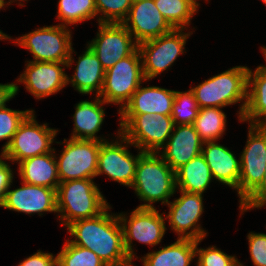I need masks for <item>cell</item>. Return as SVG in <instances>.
I'll return each instance as SVG.
<instances>
[{
	"mask_svg": "<svg viewBox=\"0 0 266 266\" xmlns=\"http://www.w3.org/2000/svg\"><path fill=\"white\" fill-rule=\"evenodd\" d=\"M21 184V187L14 190H10V185L4 200L0 203V207L30 215L38 213L42 216L44 212L57 213L55 189L24 182H21Z\"/></svg>",
	"mask_w": 266,
	"mask_h": 266,
	"instance_id": "ac0fdd59",
	"label": "cell"
},
{
	"mask_svg": "<svg viewBox=\"0 0 266 266\" xmlns=\"http://www.w3.org/2000/svg\"><path fill=\"white\" fill-rule=\"evenodd\" d=\"M247 66H235L190 88L199 108H223L242 102L238 109L241 121L247 102Z\"/></svg>",
	"mask_w": 266,
	"mask_h": 266,
	"instance_id": "3957f363",
	"label": "cell"
},
{
	"mask_svg": "<svg viewBox=\"0 0 266 266\" xmlns=\"http://www.w3.org/2000/svg\"><path fill=\"white\" fill-rule=\"evenodd\" d=\"M0 1H1L2 4L5 5V6H6V5H10L11 3H14V1H15V2H16V1H19V4H18V5L21 6V7L24 5V4L21 2V0H9L8 3H7V1H4V0H0ZM6 3H7V4H6Z\"/></svg>",
	"mask_w": 266,
	"mask_h": 266,
	"instance_id": "60d3db41",
	"label": "cell"
},
{
	"mask_svg": "<svg viewBox=\"0 0 266 266\" xmlns=\"http://www.w3.org/2000/svg\"><path fill=\"white\" fill-rule=\"evenodd\" d=\"M145 82L142 58L137 48L131 55L119 60L105 71L104 84L99 97L107 104L120 105L121 110L140 84Z\"/></svg>",
	"mask_w": 266,
	"mask_h": 266,
	"instance_id": "52a82bcc",
	"label": "cell"
},
{
	"mask_svg": "<svg viewBox=\"0 0 266 266\" xmlns=\"http://www.w3.org/2000/svg\"><path fill=\"white\" fill-rule=\"evenodd\" d=\"M18 91L19 87L16 83H0V109L6 106V103L14 98Z\"/></svg>",
	"mask_w": 266,
	"mask_h": 266,
	"instance_id": "ab89813d",
	"label": "cell"
},
{
	"mask_svg": "<svg viewBox=\"0 0 266 266\" xmlns=\"http://www.w3.org/2000/svg\"><path fill=\"white\" fill-rule=\"evenodd\" d=\"M132 4L133 0H95L98 23H122Z\"/></svg>",
	"mask_w": 266,
	"mask_h": 266,
	"instance_id": "d6a6232c",
	"label": "cell"
},
{
	"mask_svg": "<svg viewBox=\"0 0 266 266\" xmlns=\"http://www.w3.org/2000/svg\"><path fill=\"white\" fill-rule=\"evenodd\" d=\"M76 63L72 78L67 76V85L71 84L80 94L94 92L95 96H99L103 88L106 70L88 45Z\"/></svg>",
	"mask_w": 266,
	"mask_h": 266,
	"instance_id": "603a6c76",
	"label": "cell"
},
{
	"mask_svg": "<svg viewBox=\"0 0 266 266\" xmlns=\"http://www.w3.org/2000/svg\"><path fill=\"white\" fill-rule=\"evenodd\" d=\"M9 160L2 152L0 155V203L4 200L6 192L14 179V173L11 166L7 163Z\"/></svg>",
	"mask_w": 266,
	"mask_h": 266,
	"instance_id": "74e56055",
	"label": "cell"
},
{
	"mask_svg": "<svg viewBox=\"0 0 266 266\" xmlns=\"http://www.w3.org/2000/svg\"><path fill=\"white\" fill-rule=\"evenodd\" d=\"M202 145L193 124L175 125L167 143L157 153L176 171L200 155Z\"/></svg>",
	"mask_w": 266,
	"mask_h": 266,
	"instance_id": "d6986e66",
	"label": "cell"
},
{
	"mask_svg": "<svg viewBox=\"0 0 266 266\" xmlns=\"http://www.w3.org/2000/svg\"><path fill=\"white\" fill-rule=\"evenodd\" d=\"M56 143L65 144L59 158L55 155L60 183L95 179L101 142L64 138L63 142Z\"/></svg>",
	"mask_w": 266,
	"mask_h": 266,
	"instance_id": "ba28073f",
	"label": "cell"
},
{
	"mask_svg": "<svg viewBox=\"0 0 266 266\" xmlns=\"http://www.w3.org/2000/svg\"><path fill=\"white\" fill-rule=\"evenodd\" d=\"M33 110L20 124L13 135L10 145L2 152L12 164L37 155L52 152L58 130L39 124Z\"/></svg>",
	"mask_w": 266,
	"mask_h": 266,
	"instance_id": "30bf717a",
	"label": "cell"
},
{
	"mask_svg": "<svg viewBox=\"0 0 266 266\" xmlns=\"http://www.w3.org/2000/svg\"><path fill=\"white\" fill-rule=\"evenodd\" d=\"M5 7H6V6L3 5L2 2L0 1V10H1L2 8H5Z\"/></svg>",
	"mask_w": 266,
	"mask_h": 266,
	"instance_id": "f6af8a7d",
	"label": "cell"
},
{
	"mask_svg": "<svg viewBox=\"0 0 266 266\" xmlns=\"http://www.w3.org/2000/svg\"><path fill=\"white\" fill-rule=\"evenodd\" d=\"M164 214H160L156 207H137L130 213L129 219L123 212L118 214L123 228L124 248L131 261L134 260L136 254L132 247L133 240L149 246L161 243L167 229Z\"/></svg>",
	"mask_w": 266,
	"mask_h": 266,
	"instance_id": "8fae6325",
	"label": "cell"
},
{
	"mask_svg": "<svg viewBox=\"0 0 266 266\" xmlns=\"http://www.w3.org/2000/svg\"><path fill=\"white\" fill-rule=\"evenodd\" d=\"M118 131L142 152L157 153L174 129L171 115L119 114Z\"/></svg>",
	"mask_w": 266,
	"mask_h": 266,
	"instance_id": "5b68a950",
	"label": "cell"
},
{
	"mask_svg": "<svg viewBox=\"0 0 266 266\" xmlns=\"http://www.w3.org/2000/svg\"><path fill=\"white\" fill-rule=\"evenodd\" d=\"M57 19L68 26L94 19L97 16L95 0H59Z\"/></svg>",
	"mask_w": 266,
	"mask_h": 266,
	"instance_id": "f546056e",
	"label": "cell"
},
{
	"mask_svg": "<svg viewBox=\"0 0 266 266\" xmlns=\"http://www.w3.org/2000/svg\"><path fill=\"white\" fill-rule=\"evenodd\" d=\"M175 90L159 86L138 87L118 114L171 115Z\"/></svg>",
	"mask_w": 266,
	"mask_h": 266,
	"instance_id": "44dd1931",
	"label": "cell"
},
{
	"mask_svg": "<svg viewBox=\"0 0 266 266\" xmlns=\"http://www.w3.org/2000/svg\"><path fill=\"white\" fill-rule=\"evenodd\" d=\"M240 154L237 195L241 204L262 182L266 169V129L249 125L248 139Z\"/></svg>",
	"mask_w": 266,
	"mask_h": 266,
	"instance_id": "7c38bea8",
	"label": "cell"
},
{
	"mask_svg": "<svg viewBox=\"0 0 266 266\" xmlns=\"http://www.w3.org/2000/svg\"><path fill=\"white\" fill-rule=\"evenodd\" d=\"M247 239L253 264L255 266H266V234L249 232Z\"/></svg>",
	"mask_w": 266,
	"mask_h": 266,
	"instance_id": "d590c367",
	"label": "cell"
},
{
	"mask_svg": "<svg viewBox=\"0 0 266 266\" xmlns=\"http://www.w3.org/2000/svg\"><path fill=\"white\" fill-rule=\"evenodd\" d=\"M117 137L115 141L101 142L96 177L105 174L111 180L131 187L138 159L144 152L138 150V155H132L127 148L133 144L119 131Z\"/></svg>",
	"mask_w": 266,
	"mask_h": 266,
	"instance_id": "4fadbf2b",
	"label": "cell"
},
{
	"mask_svg": "<svg viewBox=\"0 0 266 266\" xmlns=\"http://www.w3.org/2000/svg\"><path fill=\"white\" fill-rule=\"evenodd\" d=\"M196 241V256L197 266H232L238 259L233 255H228L216 248V246H210L206 249L198 248L199 242Z\"/></svg>",
	"mask_w": 266,
	"mask_h": 266,
	"instance_id": "e575fe53",
	"label": "cell"
},
{
	"mask_svg": "<svg viewBox=\"0 0 266 266\" xmlns=\"http://www.w3.org/2000/svg\"><path fill=\"white\" fill-rule=\"evenodd\" d=\"M27 62L24 73L17 78L16 83H23L26 90L36 99L53 95L67 86V62ZM64 70V71H63Z\"/></svg>",
	"mask_w": 266,
	"mask_h": 266,
	"instance_id": "2e32d148",
	"label": "cell"
},
{
	"mask_svg": "<svg viewBox=\"0 0 266 266\" xmlns=\"http://www.w3.org/2000/svg\"><path fill=\"white\" fill-rule=\"evenodd\" d=\"M232 266H244L239 260H237Z\"/></svg>",
	"mask_w": 266,
	"mask_h": 266,
	"instance_id": "ee69618b",
	"label": "cell"
},
{
	"mask_svg": "<svg viewBox=\"0 0 266 266\" xmlns=\"http://www.w3.org/2000/svg\"><path fill=\"white\" fill-rule=\"evenodd\" d=\"M0 40H12L8 34L6 35L4 32L0 30Z\"/></svg>",
	"mask_w": 266,
	"mask_h": 266,
	"instance_id": "b9f144b4",
	"label": "cell"
},
{
	"mask_svg": "<svg viewBox=\"0 0 266 266\" xmlns=\"http://www.w3.org/2000/svg\"><path fill=\"white\" fill-rule=\"evenodd\" d=\"M262 48H260L261 49V51H262V53H263V56H264V58H265V61H266V47H263V46H261Z\"/></svg>",
	"mask_w": 266,
	"mask_h": 266,
	"instance_id": "7bdbcfd3",
	"label": "cell"
},
{
	"mask_svg": "<svg viewBox=\"0 0 266 266\" xmlns=\"http://www.w3.org/2000/svg\"><path fill=\"white\" fill-rule=\"evenodd\" d=\"M179 192V198L166 204L169 214L164 215L165 219H168L171 230L177 233V238L203 240L207 232L198 223L204 212L203 194Z\"/></svg>",
	"mask_w": 266,
	"mask_h": 266,
	"instance_id": "9a60e30c",
	"label": "cell"
},
{
	"mask_svg": "<svg viewBox=\"0 0 266 266\" xmlns=\"http://www.w3.org/2000/svg\"><path fill=\"white\" fill-rule=\"evenodd\" d=\"M70 31L67 26L60 23L44 26L16 38L13 43L33 54V60L30 61L67 62L69 68L75 59L72 57L75 51Z\"/></svg>",
	"mask_w": 266,
	"mask_h": 266,
	"instance_id": "8992f818",
	"label": "cell"
},
{
	"mask_svg": "<svg viewBox=\"0 0 266 266\" xmlns=\"http://www.w3.org/2000/svg\"><path fill=\"white\" fill-rule=\"evenodd\" d=\"M59 266H107L93 251L68 241L56 255Z\"/></svg>",
	"mask_w": 266,
	"mask_h": 266,
	"instance_id": "4dcf8cb0",
	"label": "cell"
},
{
	"mask_svg": "<svg viewBox=\"0 0 266 266\" xmlns=\"http://www.w3.org/2000/svg\"><path fill=\"white\" fill-rule=\"evenodd\" d=\"M266 205V169L261 184L240 204V215L244 212L254 209L263 208Z\"/></svg>",
	"mask_w": 266,
	"mask_h": 266,
	"instance_id": "8d00e7d4",
	"label": "cell"
},
{
	"mask_svg": "<svg viewBox=\"0 0 266 266\" xmlns=\"http://www.w3.org/2000/svg\"><path fill=\"white\" fill-rule=\"evenodd\" d=\"M199 111V106L193 92L175 91L171 117L175 125L193 124Z\"/></svg>",
	"mask_w": 266,
	"mask_h": 266,
	"instance_id": "1f68e13d",
	"label": "cell"
},
{
	"mask_svg": "<svg viewBox=\"0 0 266 266\" xmlns=\"http://www.w3.org/2000/svg\"><path fill=\"white\" fill-rule=\"evenodd\" d=\"M226 119L222 108H199L193 125L203 142L218 141L225 132Z\"/></svg>",
	"mask_w": 266,
	"mask_h": 266,
	"instance_id": "f1b7e54d",
	"label": "cell"
},
{
	"mask_svg": "<svg viewBox=\"0 0 266 266\" xmlns=\"http://www.w3.org/2000/svg\"><path fill=\"white\" fill-rule=\"evenodd\" d=\"M109 205L98 216L77 220L67 226L68 241L93 251L107 266H133L124 248L123 228L118 214L108 212Z\"/></svg>",
	"mask_w": 266,
	"mask_h": 266,
	"instance_id": "6da1fadb",
	"label": "cell"
},
{
	"mask_svg": "<svg viewBox=\"0 0 266 266\" xmlns=\"http://www.w3.org/2000/svg\"><path fill=\"white\" fill-rule=\"evenodd\" d=\"M198 0H154L156 7L174 29H187L198 12Z\"/></svg>",
	"mask_w": 266,
	"mask_h": 266,
	"instance_id": "83f0119b",
	"label": "cell"
},
{
	"mask_svg": "<svg viewBox=\"0 0 266 266\" xmlns=\"http://www.w3.org/2000/svg\"><path fill=\"white\" fill-rule=\"evenodd\" d=\"M55 264H57V256L38 250L37 253L20 262L18 266H54Z\"/></svg>",
	"mask_w": 266,
	"mask_h": 266,
	"instance_id": "f35d334b",
	"label": "cell"
},
{
	"mask_svg": "<svg viewBox=\"0 0 266 266\" xmlns=\"http://www.w3.org/2000/svg\"><path fill=\"white\" fill-rule=\"evenodd\" d=\"M96 38L88 46L98 57L105 70L131 55L138 43L122 23H98Z\"/></svg>",
	"mask_w": 266,
	"mask_h": 266,
	"instance_id": "5bb4252c",
	"label": "cell"
},
{
	"mask_svg": "<svg viewBox=\"0 0 266 266\" xmlns=\"http://www.w3.org/2000/svg\"><path fill=\"white\" fill-rule=\"evenodd\" d=\"M160 248L140 258L143 266H189L196 258V240L193 239L177 238L174 243Z\"/></svg>",
	"mask_w": 266,
	"mask_h": 266,
	"instance_id": "484cf974",
	"label": "cell"
},
{
	"mask_svg": "<svg viewBox=\"0 0 266 266\" xmlns=\"http://www.w3.org/2000/svg\"><path fill=\"white\" fill-rule=\"evenodd\" d=\"M55 148L52 152L37 155L21 161L18 165L19 176L22 182L50 187L57 191L60 184Z\"/></svg>",
	"mask_w": 266,
	"mask_h": 266,
	"instance_id": "d4e9b609",
	"label": "cell"
},
{
	"mask_svg": "<svg viewBox=\"0 0 266 266\" xmlns=\"http://www.w3.org/2000/svg\"><path fill=\"white\" fill-rule=\"evenodd\" d=\"M57 215L61 223L69 224L98 216L109 203L93 179H79L61 182L56 191Z\"/></svg>",
	"mask_w": 266,
	"mask_h": 266,
	"instance_id": "277c9868",
	"label": "cell"
},
{
	"mask_svg": "<svg viewBox=\"0 0 266 266\" xmlns=\"http://www.w3.org/2000/svg\"><path fill=\"white\" fill-rule=\"evenodd\" d=\"M240 122L266 128V66L260 65L247 75V102Z\"/></svg>",
	"mask_w": 266,
	"mask_h": 266,
	"instance_id": "7402d4cb",
	"label": "cell"
},
{
	"mask_svg": "<svg viewBox=\"0 0 266 266\" xmlns=\"http://www.w3.org/2000/svg\"><path fill=\"white\" fill-rule=\"evenodd\" d=\"M122 24L138 44L174 30L158 10L154 0H133Z\"/></svg>",
	"mask_w": 266,
	"mask_h": 266,
	"instance_id": "e0dca14e",
	"label": "cell"
},
{
	"mask_svg": "<svg viewBox=\"0 0 266 266\" xmlns=\"http://www.w3.org/2000/svg\"><path fill=\"white\" fill-rule=\"evenodd\" d=\"M103 104L107 103L99 96H96L92 102L83 100L75 105V113L73 114L74 129L71 139L108 141L105 138L98 137L96 134L100 131L105 119Z\"/></svg>",
	"mask_w": 266,
	"mask_h": 266,
	"instance_id": "cb8c5ba5",
	"label": "cell"
},
{
	"mask_svg": "<svg viewBox=\"0 0 266 266\" xmlns=\"http://www.w3.org/2000/svg\"><path fill=\"white\" fill-rule=\"evenodd\" d=\"M201 154L213 178L237 191L241 172L240 157L237 159L234 153L216 141L203 142Z\"/></svg>",
	"mask_w": 266,
	"mask_h": 266,
	"instance_id": "ffe728a7",
	"label": "cell"
},
{
	"mask_svg": "<svg viewBox=\"0 0 266 266\" xmlns=\"http://www.w3.org/2000/svg\"><path fill=\"white\" fill-rule=\"evenodd\" d=\"M184 31L185 29H174L168 34L138 44L146 81L172 67L179 55L184 54L187 38L193 33Z\"/></svg>",
	"mask_w": 266,
	"mask_h": 266,
	"instance_id": "9c48e42d",
	"label": "cell"
},
{
	"mask_svg": "<svg viewBox=\"0 0 266 266\" xmlns=\"http://www.w3.org/2000/svg\"><path fill=\"white\" fill-rule=\"evenodd\" d=\"M33 110H13L6 106L0 109V141L7 140L2 147V152L10 145L13 135L20 124Z\"/></svg>",
	"mask_w": 266,
	"mask_h": 266,
	"instance_id": "836d02e7",
	"label": "cell"
},
{
	"mask_svg": "<svg viewBox=\"0 0 266 266\" xmlns=\"http://www.w3.org/2000/svg\"><path fill=\"white\" fill-rule=\"evenodd\" d=\"M176 189L203 194L212 182V172L202 154L175 171Z\"/></svg>",
	"mask_w": 266,
	"mask_h": 266,
	"instance_id": "4316f807",
	"label": "cell"
},
{
	"mask_svg": "<svg viewBox=\"0 0 266 266\" xmlns=\"http://www.w3.org/2000/svg\"><path fill=\"white\" fill-rule=\"evenodd\" d=\"M133 188L144 202L138 208H154L155 202L167 204L176 189L175 171L155 152H144L138 159Z\"/></svg>",
	"mask_w": 266,
	"mask_h": 266,
	"instance_id": "7a4b0ae2",
	"label": "cell"
}]
</instances>
